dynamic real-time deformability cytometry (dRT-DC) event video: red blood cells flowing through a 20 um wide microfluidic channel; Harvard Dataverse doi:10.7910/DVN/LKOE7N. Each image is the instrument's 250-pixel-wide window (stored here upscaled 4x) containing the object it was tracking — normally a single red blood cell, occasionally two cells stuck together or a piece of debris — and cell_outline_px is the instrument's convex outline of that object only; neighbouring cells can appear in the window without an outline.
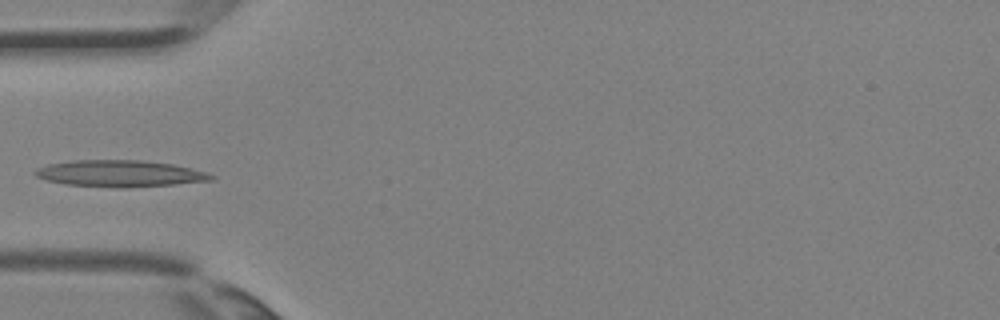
{"species": "Egyptian fruit bat (a non-hibernating species)", "species_latin": "Rousettus aegyptiacus", "temperature_condition": "room temperature", "stored_images_in_passage": 4, "camera_frame_rate_fps": 3000, "um_per_image_px": 0.085, "animal": {"sex": "female"}, "frame": {"image": 1, "passage_image": 4, "time_ms": 1.0, "image_size_px": [1000, 320], "cell_outline_px": [[216, 176], [212, 180], [172, 184], [124, 188], [116, 188], [64, 184], [48, 180], [36, 176], [32, 172], [36, 168], [48, 164], [72, 160], [140, 160], [172, 164], [204, 172]], "centroid_in_image_um": [10.12, 14.75], "position_along_channel_um": 74.9, "area_um2": 27.11}}